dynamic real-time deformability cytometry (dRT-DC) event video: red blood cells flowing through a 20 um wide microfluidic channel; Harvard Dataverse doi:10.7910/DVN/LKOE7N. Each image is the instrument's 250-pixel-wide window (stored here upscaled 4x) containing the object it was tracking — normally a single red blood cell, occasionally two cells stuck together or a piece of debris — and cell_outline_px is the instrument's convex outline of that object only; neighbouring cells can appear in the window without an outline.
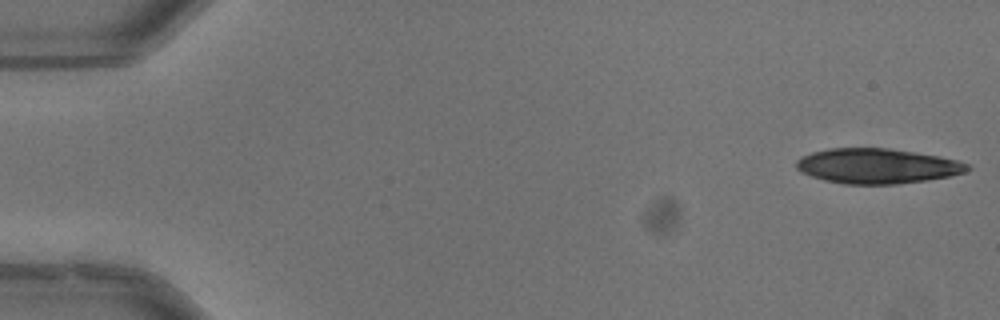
{"species": "common noctule bat (a hibernating species)", "species_latin": "Nyctalus noctula", "temperature_condition": "warm", "stored_images_in_passage": 17, "camera_frame_rate_fps": 3000, "um_per_image_px": 0.085, "animal": {"sex": "male", "body_mass_g": 13.3}, "frame": {"image": 1, "passage_image": 1, "time_ms": 0.0, "image_size_px": [1000, 320], "cell_outline_px": [[972, 168], [964, 172], [952, 176], [928, 180], [896, 184], [844, 184], [824, 180], [800, 172], [796, 168], [796, 160], [812, 152], [828, 148], [888, 148], [936, 156], [956, 160], [968, 164]], "centroid_in_image_um": [74.54, 14.12], "position_along_channel_um": 10.5, "area_um2": 34.8}}